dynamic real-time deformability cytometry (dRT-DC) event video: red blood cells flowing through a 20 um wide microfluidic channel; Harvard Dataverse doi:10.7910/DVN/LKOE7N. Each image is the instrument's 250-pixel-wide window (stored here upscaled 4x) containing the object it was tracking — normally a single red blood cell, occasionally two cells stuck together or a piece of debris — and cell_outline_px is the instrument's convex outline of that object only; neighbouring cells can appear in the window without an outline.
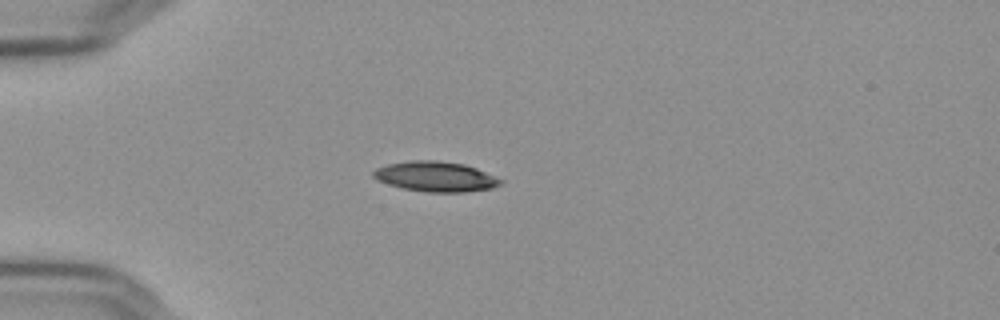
{"species": "Egyptian fruit bat (a non-hibernating species)", "species_latin": "Rousettus aegyptiacus", "temperature_condition": "cold", "stored_images_in_passage": 41, "camera_frame_rate_fps": 3000, "um_per_image_px": 0.085, "frame": {"image": 1, "passage_image": 1, "time_ms": 0.0, "image_size_px": [1000, 320], "cell_outline_px": [[504, 180], [500, 184], [492, 188], [464, 192], [428, 192], [404, 188], [388, 184], [372, 176], [372, 172], [376, 168], [388, 164], [412, 160], [436, 160], [464, 164], [476, 168]], "centroid_in_image_um": [37.04, 15.0], "position_along_channel_um": 48.0, "area_um2": 22.14}}
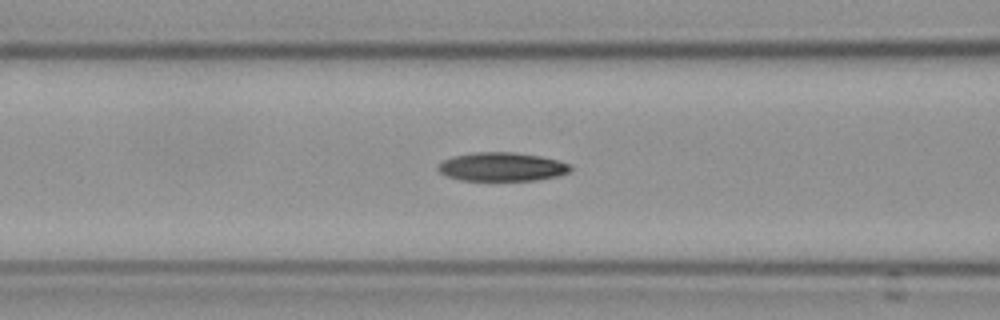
{"frame": {"image": 2, "passage_image": 9, "time_ms": 2.667, "image_size_px": [1000, 320], "cell_outline_px": [[572, 168], [568, 172], [560, 176], [536, 180], [460, 180], [448, 176], [440, 172], [436, 168], [436, 164], [452, 156], [472, 152], [512, 152], [540, 156], [556, 160], [568, 164]], "centroid_in_image_um": [42.62, 14.17], "position_along_channel_um": 124.0, "area_um2": 22.14}}
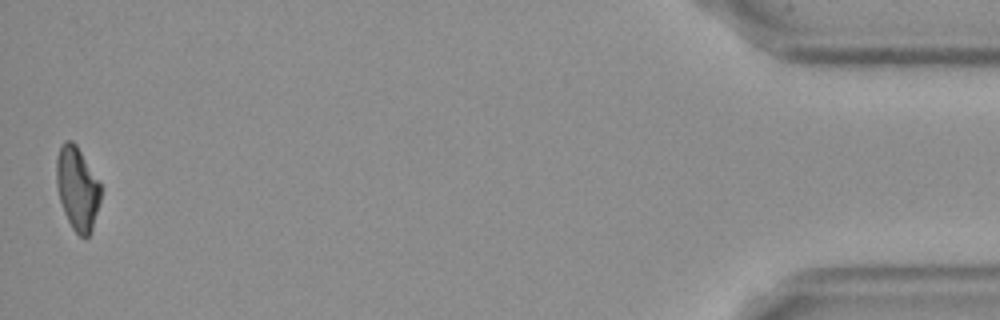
{"frame": {"image": 3, "passage_image": 41, "time_ms": 13.333, "image_size_px": [1000, 320], "cell_outline_px": [[100, 200], [92, 228], [88, 236], [80, 236], [72, 228], [64, 212], [60, 200], [56, 184], [56, 156], [64, 140], [72, 140], [76, 144], [100, 184]], "centroid_in_image_um": [6.54, 15.99], "position_along_channel_um": 428.7, "area_um2": 21.15}, "authors_computed_cell_mechanics": {"area_um2": 22.3686, "velocity_mm_per_s": 3.6406, "shape_relaxation_time_tau1_ms": 5.7144, "shape_relaxation_time_tau2_ms": null, "deformation_change_tau1": 0.1534, "deformation_change_tau2": null}}